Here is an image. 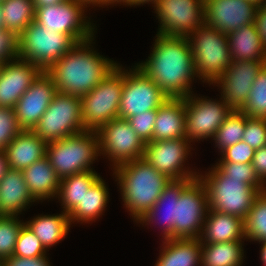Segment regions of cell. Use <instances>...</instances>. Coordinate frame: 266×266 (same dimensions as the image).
Here are the masks:
<instances>
[{
    "mask_svg": "<svg viewBox=\"0 0 266 266\" xmlns=\"http://www.w3.org/2000/svg\"><path fill=\"white\" fill-rule=\"evenodd\" d=\"M246 241H266V191L261 192L244 219Z\"/></svg>",
    "mask_w": 266,
    "mask_h": 266,
    "instance_id": "obj_35",
    "label": "cell"
},
{
    "mask_svg": "<svg viewBox=\"0 0 266 266\" xmlns=\"http://www.w3.org/2000/svg\"><path fill=\"white\" fill-rule=\"evenodd\" d=\"M22 172L28 191L36 202L57 197L60 178L47 156L23 169Z\"/></svg>",
    "mask_w": 266,
    "mask_h": 266,
    "instance_id": "obj_25",
    "label": "cell"
},
{
    "mask_svg": "<svg viewBox=\"0 0 266 266\" xmlns=\"http://www.w3.org/2000/svg\"><path fill=\"white\" fill-rule=\"evenodd\" d=\"M156 114L157 110H147L127 119L131 128L145 143L153 140Z\"/></svg>",
    "mask_w": 266,
    "mask_h": 266,
    "instance_id": "obj_42",
    "label": "cell"
},
{
    "mask_svg": "<svg viewBox=\"0 0 266 266\" xmlns=\"http://www.w3.org/2000/svg\"><path fill=\"white\" fill-rule=\"evenodd\" d=\"M154 266H201L202 243L199 238L162 240Z\"/></svg>",
    "mask_w": 266,
    "mask_h": 266,
    "instance_id": "obj_27",
    "label": "cell"
},
{
    "mask_svg": "<svg viewBox=\"0 0 266 266\" xmlns=\"http://www.w3.org/2000/svg\"><path fill=\"white\" fill-rule=\"evenodd\" d=\"M87 9L75 0L35 9V22L44 29L70 35L77 43L95 36L96 25L86 17ZM89 18V19H87ZM95 29V30H94Z\"/></svg>",
    "mask_w": 266,
    "mask_h": 266,
    "instance_id": "obj_10",
    "label": "cell"
},
{
    "mask_svg": "<svg viewBox=\"0 0 266 266\" xmlns=\"http://www.w3.org/2000/svg\"><path fill=\"white\" fill-rule=\"evenodd\" d=\"M81 98L57 92L33 131L46 143L84 131Z\"/></svg>",
    "mask_w": 266,
    "mask_h": 266,
    "instance_id": "obj_9",
    "label": "cell"
},
{
    "mask_svg": "<svg viewBox=\"0 0 266 266\" xmlns=\"http://www.w3.org/2000/svg\"><path fill=\"white\" fill-rule=\"evenodd\" d=\"M100 177L96 171H86L60 179L56 199L60 201L62 211L69 214Z\"/></svg>",
    "mask_w": 266,
    "mask_h": 266,
    "instance_id": "obj_31",
    "label": "cell"
},
{
    "mask_svg": "<svg viewBox=\"0 0 266 266\" xmlns=\"http://www.w3.org/2000/svg\"><path fill=\"white\" fill-rule=\"evenodd\" d=\"M184 98H168L158 109L153 140L161 141L186 137Z\"/></svg>",
    "mask_w": 266,
    "mask_h": 266,
    "instance_id": "obj_26",
    "label": "cell"
},
{
    "mask_svg": "<svg viewBox=\"0 0 266 266\" xmlns=\"http://www.w3.org/2000/svg\"><path fill=\"white\" fill-rule=\"evenodd\" d=\"M42 70L19 58L3 64L0 72V107L15 108Z\"/></svg>",
    "mask_w": 266,
    "mask_h": 266,
    "instance_id": "obj_20",
    "label": "cell"
},
{
    "mask_svg": "<svg viewBox=\"0 0 266 266\" xmlns=\"http://www.w3.org/2000/svg\"><path fill=\"white\" fill-rule=\"evenodd\" d=\"M191 145L186 137L161 141L152 140L146 143L143 158L155 170L164 174L170 180H194L198 178L199 172L184 166L186 160L190 158L188 156L192 154L191 149L193 150V148Z\"/></svg>",
    "mask_w": 266,
    "mask_h": 266,
    "instance_id": "obj_14",
    "label": "cell"
},
{
    "mask_svg": "<svg viewBox=\"0 0 266 266\" xmlns=\"http://www.w3.org/2000/svg\"><path fill=\"white\" fill-rule=\"evenodd\" d=\"M257 9L246 0H204V21L227 35L254 23Z\"/></svg>",
    "mask_w": 266,
    "mask_h": 266,
    "instance_id": "obj_19",
    "label": "cell"
},
{
    "mask_svg": "<svg viewBox=\"0 0 266 266\" xmlns=\"http://www.w3.org/2000/svg\"><path fill=\"white\" fill-rule=\"evenodd\" d=\"M242 141L254 150L266 146V118L246 116Z\"/></svg>",
    "mask_w": 266,
    "mask_h": 266,
    "instance_id": "obj_40",
    "label": "cell"
},
{
    "mask_svg": "<svg viewBox=\"0 0 266 266\" xmlns=\"http://www.w3.org/2000/svg\"><path fill=\"white\" fill-rule=\"evenodd\" d=\"M4 28L19 36L34 20L32 0H5L1 3Z\"/></svg>",
    "mask_w": 266,
    "mask_h": 266,
    "instance_id": "obj_33",
    "label": "cell"
},
{
    "mask_svg": "<svg viewBox=\"0 0 266 266\" xmlns=\"http://www.w3.org/2000/svg\"><path fill=\"white\" fill-rule=\"evenodd\" d=\"M36 202L21 170L8 168L0 179V216H18Z\"/></svg>",
    "mask_w": 266,
    "mask_h": 266,
    "instance_id": "obj_22",
    "label": "cell"
},
{
    "mask_svg": "<svg viewBox=\"0 0 266 266\" xmlns=\"http://www.w3.org/2000/svg\"><path fill=\"white\" fill-rule=\"evenodd\" d=\"M46 156L60 179L86 171H95L91 166L100 156L97 132L84 130L49 142Z\"/></svg>",
    "mask_w": 266,
    "mask_h": 266,
    "instance_id": "obj_5",
    "label": "cell"
},
{
    "mask_svg": "<svg viewBox=\"0 0 266 266\" xmlns=\"http://www.w3.org/2000/svg\"><path fill=\"white\" fill-rule=\"evenodd\" d=\"M19 219L18 216H0V259L13 255L20 230L25 224Z\"/></svg>",
    "mask_w": 266,
    "mask_h": 266,
    "instance_id": "obj_37",
    "label": "cell"
},
{
    "mask_svg": "<svg viewBox=\"0 0 266 266\" xmlns=\"http://www.w3.org/2000/svg\"><path fill=\"white\" fill-rule=\"evenodd\" d=\"M246 1L254 3L257 7H261L265 0H246Z\"/></svg>",
    "mask_w": 266,
    "mask_h": 266,
    "instance_id": "obj_54",
    "label": "cell"
},
{
    "mask_svg": "<svg viewBox=\"0 0 266 266\" xmlns=\"http://www.w3.org/2000/svg\"><path fill=\"white\" fill-rule=\"evenodd\" d=\"M215 166L226 178L242 179V183L256 188L260 193L266 186L257 177L251 163L216 162Z\"/></svg>",
    "mask_w": 266,
    "mask_h": 266,
    "instance_id": "obj_38",
    "label": "cell"
},
{
    "mask_svg": "<svg viewBox=\"0 0 266 266\" xmlns=\"http://www.w3.org/2000/svg\"><path fill=\"white\" fill-rule=\"evenodd\" d=\"M25 224L46 250L62 241L71 227L69 216L63 211L57 215H36L29 221H25Z\"/></svg>",
    "mask_w": 266,
    "mask_h": 266,
    "instance_id": "obj_30",
    "label": "cell"
},
{
    "mask_svg": "<svg viewBox=\"0 0 266 266\" xmlns=\"http://www.w3.org/2000/svg\"><path fill=\"white\" fill-rule=\"evenodd\" d=\"M123 78V66L118 64L93 90L80 97L85 130L97 131L112 119L119 118Z\"/></svg>",
    "mask_w": 266,
    "mask_h": 266,
    "instance_id": "obj_7",
    "label": "cell"
},
{
    "mask_svg": "<svg viewBox=\"0 0 266 266\" xmlns=\"http://www.w3.org/2000/svg\"><path fill=\"white\" fill-rule=\"evenodd\" d=\"M0 266H4V260L0 259Z\"/></svg>",
    "mask_w": 266,
    "mask_h": 266,
    "instance_id": "obj_57",
    "label": "cell"
},
{
    "mask_svg": "<svg viewBox=\"0 0 266 266\" xmlns=\"http://www.w3.org/2000/svg\"><path fill=\"white\" fill-rule=\"evenodd\" d=\"M259 244L261 243V249H260V260L264 266H266V241H261L258 242Z\"/></svg>",
    "mask_w": 266,
    "mask_h": 266,
    "instance_id": "obj_52",
    "label": "cell"
},
{
    "mask_svg": "<svg viewBox=\"0 0 266 266\" xmlns=\"http://www.w3.org/2000/svg\"><path fill=\"white\" fill-rule=\"evenodd\" d=\"M21 131L14 108L0 107V150L4 151Z\"/></svg>",
    "mask_w": 266,
    "mask_h": 266,
    "instance_id": "obj_41",
    "label": "cell"
},
{
    "mask_svg": "<svg viewBox=\"0 0 266 266\" xmlns=\"http://www.w3.org/2000/svg\"><path fill=\"white\" fill-rule=\"evenodd\" d=\"M266 61L231 62L222 76L214 83L220 96L232 111H242L249 97L251 86Z\"/></svg>",
    "mask_w": 266,
    "mask_h": 266,
    "instance_id": "obj_17",
    "label": "cell"
},
{
    "mask_svg": "<svg viewBox=\"0 0 266 266\" xmlns=\"http://www.w3.org/2000/svg\"><path fill=\"white\" fill-rule=\"evenodd\" d=\"M18 58V36L5 28L0 29V62L6 63Z\"/></svg>",
    "mask_w": 266,
    "mask_h": 266,
    "instance_id": "obj_44",
    "label": "cell"
},
{
    "mask_svg": "<svg viewBox=\"0 0 266 266\" xmlns=\"http://www.w3.org/2000/svg\"><path fill=\"white\" fill-rule=\"evenodd\" d=\"M47 251L49 250H46L44 248L40 240L27 227V225L24 224L17 238L13 256L23 258H34L40 256H47Z\"/></svg>",
    "mask_w": 266,
    "mask_h": 266,
    "instance_id": "obj_39",
    "label": "cell"
},
{
    "mask_svg": "<svg viewBox=\"0 0 266 266\" xmlns=\"http://www.w3.org/2000/svg\"><path fill=\"white\" fill-rule=\"evenodd\" d=\"M244 240L202 244L201 266H242Z\"/></svg>",
    "mask_w": 266,
    "mask_h": 266,
    "instance_id": "obj_32",
    "label": "cell"
},
{
    "mask_svg": "<svg viewBox=\"0 0 266 266\" xmlns=\"http://www.w3.org/2000/svg\"><path fill=\"white\" fill-rule=\"evenodd\" d=\"M76 44L70 35L44 29L33 21L18 36V58L46 71Z\"/></svg>",
    "mask_w": 266,
    "mask_h": 266,
    "instance_id": "obj_8",
    "label": "cell"
},
{
    "mask_svg": "<svg viewBox=\"0 0 266 266\" xmlns=\"http://www.w3.org/2000/svg\"><path fill=\"white\" fill-rule=\"evenodd\" d=\"M109 202V190L106 182L100 177L85 193L82 201L68 214L70 223L95 222L106 210Z\"/></svg>",
    "mask_w": 266,
    "mask_h": 266,
    "instance_id": "obj_29",
    "label": "cell"
},
{
    "mask_svg": "<svg viewBox=\"0 0 266 266\" xmlns=\"http://www.w3.org/2000/svg\"><path fill=\"white\" fill-rule=\"evenodd\" d=\"M47 143L33 130H22L6 146L8 168L23 170L46 156Z\"/></svg>",
    "mask_w": 266,
    "mask_h": 266,
    "instance_id": "obj_24",
    "label": "cell"
},
{
    "mask_svg": "<svg viewBox=\"0 0 266 266\" xmlns=\"http://www.w3.org/2000/svg\"><path fill=\"white\" fill-rule=\"evenodd\" d=\"M160 35L186 36L204 21V0H159L153 6Z\"/></svg>",
    "mask_w": 266,
    "mask_h": 266,
    "instance_id": "obj_15",
    "label": "cell"
},
{
    "mask_svg": "<svg viewBox=\"0 0 266 266\" xmlns=\"http://www.w3.org/2000/svg\"><path fill=\"white\" fill-rule=\"evenodd\" d=\"M112 171L118 182L123 206L134 222L153 207L171 181L144 158L118 165Z\"/></svg>",
    "mask_w": 266,
    "mask_h": 266,
    "instance_id": "obj_3",
    "label": "cell"
},
{
    "mask_svg": "<svg viewBox=\"0 0 266 266\" xmlns=\"http://www.w3.org/2000/svg\"><path fill=\"white\" fill-rule=\"evenodd\" d=\"M242 112L249 117L266 118V65L257 74Z\"/></svg>",
    "mask_w": 266,
    "mask_h": 266,
    "instance_id": "obj_36",
    "label": "cell"
},
{
    "mask_svg": "<svg viewBox=\"0 0 266 266\" xmlns=\"http://www.w3.org/2000/svg\"><path fill=\"white\" fill-rule=\"evenodd\" d=\"M192 181L193 180L187 179L171 180L169 184L164 188L162 194L160 195L156 203L153 205V207L147 213H145L139 220H137L136 223L142 224L143 227L144 224V226H151V224H159L161 220H163V222H161V224L163 225L162 228L160 225H158L160 226L159 228L162 229L161 232L163 233L161 235L164 238L163 240L175 238V200L179 199L181 192ZM163 210L165 212H163ZM161 212H163V215H161Z\"/></svg>",
    "mask_w": 266,
    "mask_h": 266,
    "instance_id": "obj_21",
    "label": "cell"
},
{
    "mask_svg": "<svg viewBox=\"0 0 266 266\" xmlns=\"http://www.w3.org/2000/svg\"><path fill=\"white\" fill-rule=\"evenodd\" d=\"M255 150L244 141L229 146L220 152L218 162L251 163Z\"/></svg>",
    "mask_w": 266,
    "mask_h": 266,
    "instance_id": "obj_43",
    "label": "cell"
},
{
    "mask_svg": "<svg viewBox=\"0 0 266 266\" xmlns=\"http://www.w3.org/2000/svg\"><path fill=\"white\" fill-rule=\"evenodd\" d=\"M95 38L77 43L45 71L52 78L57 92L81 97L93 90L118 65V62L96 52L93 48Z\"/></svg>",
    "mask_w": 266,
    "mask_h": 266,
    "instance_id": "obj_2",
    "label": "cell"
},
{
    "mask_svg": "<svg viewBox=\"0 0 266 266\" xmlns=\"http://www.w3.org/2000/svg\"><path fill=\"white\" fill-rule=\"evenodd\" d=\"M7 169H8V163H7L5 151L0 150V179L4 176Z\"/></svg>",
    "mask_w": 266,
    "mask_h": 266,
    "instance_id": "obj_50",
    "label": "cell"
},
{
    "mask_svg": "<svg viewBox=\"0 0 266 266\" xmlns=\"http://www.w3.org/2000/svg\"><path fill=\"white\" fill-rule=\"evenodd\" d=\"M4 63L0 62V72Z\"/></svg>",
    "mask_w": 266,
    "mask_h": 266,
    "instance_id": "obj_58",
    "label": "cell"
},
{
    "mask_svg": "<svg viewBox=\"0 0 266 266\" xmlns=\"http://www.w3.org/2000/svg\"><path fill=\"white\" fill-rule=\"evenodd\" d=\"M57 93L52 78L42 71L14 108L22 130H33Z\"/></svg>",
    "mask_w": 266,
    "mask_h": 266,
    "instance_id": "obj_18",
    "label": "cell"
},
{
    "mask_svg": "<svg viewBox=\"0 0 266 266\" xmlns=\"http://www.w3.org/2000/svg\"><path fill=\"white\" fill-rule=\"evenodd\" d=\"M198 178L205 185L209 210L235 215L243 220L260 192L242 179L226 178L215 166Z\"/></svg>",
    "mask_w": 266,
    "mask_h": 266,
    "instance_id": "obj_6",
    "label": "cell"
},
{
    "mask_svg": "<svg viewBox=\"0 0 266 266\" xmlns=\"http://www.w3.org/2000/svg\"><path fill=\"white\" fill-rule=\"evenodd\" d=\"M261 7L266 11V0L264 1L263 5Z\"/></svg>",
    "mask_w": 266,
    "mask_h": 266,
    "instance_id": "obj_56",
    "label": "cell"
},
{
    "mask_svg": "<svg viewBox=\"0 0 266 266\" xmlns=\"http://www.w3.org/2000/svg\"><path fill=\"white\" fill-rule=\"evenodd\" d=\"M4 266H51L47 256L23 258L11 256L4 259Z\"/></svg>",
    "mask_w": 266,
    "mask_h": 266,
    "instance_id": "obj_45",
    "label": "cell"
},
{
    "mask_svg": "<svg viewBox=\"0 0 266 266\" xmlns=\"http://www.w3.org/2000/svg\"><path fill=\"white\" fill-rule=\"evenodd\" d=\"M99 154L118 165L143 158L146 143L131 128L126 119L116 118L102 125L97 131Z\"/></svg>",
    "mask_w": 266,
    "mask_h": 266,
    "instance_id": "obj_11",
    "label": "cell"
},
{
    "mask_svg": "<svg viewBox=\"0 0 266 266\" xmlns=\"http://www.w3.org/2000/svg\"><path fill=\"white\" fill-rule=\"evenodd\" d=\"M251 164L257 177L266 186V146L255 150Z\"/></svg>",
    "mask_w": 266,
    "mask_h": 266,
    "instance_id": "obj_46",
    "label": "cell"
},
{
    "mask_svg": "<svg viewBox=\"0 0 266 266\" xmlns=\"http://www.w3.org/2000/svg\"><path fill=\"white\" fill-rule=\"evenodd\" d=\"M208 210L205 185L196 178L175 200V238H199Z\"/></svg>",
    "mask_w": 266,
    "mask_h": 266,
    "instance_id": "obj_16",
    "label": "cell"
},
{
    "mask_svg": "<svg viewBox=\"0 0 266 266\" xmlns=\"http://www.w3.org/2000/svg\"><path fill=\"white\" fill-rule=\"evenodd\" d=\"M232 62L266 61L263 46L255 22L227 34Z\"/></svg>",
    "mask_w": 266,
    "mask_h": 266,
    "instance_id": "obj_28",
    "label": "cell"
},
{
    "mask_svg": "<svg viewBox=\"0 0 266 266\" xmlns=\"http://www.w3.org/2000/svg\"><path fill=\"white\" fill-rule=\"evenodd\" d=\"M254 22L261 42L266 49V11L262 7H258Z\"/></svg>",
    "mask_w": 266,
    "mask_h": 266,
    "instance_id": "obj_47",
    "label": "cell"
},
{
    "mask_svg": "<svg viewBox=\"0 0 266 266\" xmlns=\"http://www.w3.org/2000/svg\"><path fill=\"white\" fill-rule=\"evenodd\" d=\"M155 38L152 53L146 61L135 65L152 79L168 98L190 96L193 93L191 84L198 76L188 38L158 33Z\"/></svg>",
    "mask_w": 266,
    "mask_h": 266,
    "instance_id": "obj_1",
    "label": "cell"
},
{
    "mask_svg": "<svg viewBox=\"0 0 266 266\" xmlns=\"http://www.w3.org/2000/svg\"><path fill=\"white\" fill-rule=\"evenodd\" d=\"M199 239L202 244L246 240L244 220L235 215L208 210Z\"/></svg>",
    "mask_w": 266,
    "mask_h": 266,
    "instance_id": "obj_23",
    "label": "cell"
},
{
    "mask_svg": "<svg viewBox=\"0 0 266 266\" xmlns=\"http://www.w3.org/2000/svg\"><path fill=\"white\" fill-rule=\"evenodd\" d=\"M246 115L242 111H232L216 131L212 141L220 153L225 148L242 141L245 130Z\"/></svg>",
    "mask_w": 266,
    "mask_h": 266,
    "instance_id": "obj_34",
    "label": "cell"
},
{
    "mask_svg": "<svg viewBox=\"0 0 266 266\" xmlns=\"http://www.w3.org/2000/svg\"><path fill=\"white\" fill-rule=\"evenodd\" d=\"M159 0H130V7L144 5V4H153L154 6Z\"/></svg>",
    "mask_w": 266,
    "mask_h": 266,
    "instance_id": "obj_51",
    "label": "cell"
},
{
    "mask_svg": "<svg viewBox=\"0 0 266 266\" xmlns=\"http://www.w3.org/2000/svg\"><path fill=\"white\" fill-rule=\"evenodd\" d=\"M66 1L67 0H32L34 9H39L41 7H46L51 5H57Z\"/></svg>",
    "mask_w": 266,
    "mask_h": 266,
    "instance_id": "obj_48",
    "label": "cell"
},
{
    "mask_svg": "<svg viewBox=\"0 0 266 266\" xmlns=\"http://www.w3.org/2000/svg\"><path fill=\"white\" fill-rule=\"evenodd\" d=\"M75 1H77L78 3H82L86 8L90 6L105 8V6H107V0H75Z\"/></svg>",
    "mask_w": 266,
    "mask_h": 266,
    "instance_id": "obj_49",
    "label": "cell"
},
{
    "mask_svg": "<svg viewBox=\"0 0 266 266\" xmlns=\"http://www.w3.org/2000/svg\"><path fill=\"white\" fill-rule=\"evenodd\" d=\"M4 28V21L2 17V9H1V4H0V29Z\"/></svg>",
    "mask_w": 266,
    "mask_h": 266,
    "instance_id": "obj_55",
    "label": "cell"
},
{
    "mask_svg": "<svg viewBox=\"0 0 266 266\" xmlns=\"http://www.w3.org/2000/svg\"><path fill=\"white\" fill-rule=\"evenodd\" d=\"M198 80L214 85L231 65L228 36L205 22L188 37Z\"/></svg>",
    "mask_w": 266,
    "mask_h": 266,
    "instance_id": "obj_4",
    "label": "cell"
},
{
    "mask_svg": "<svg viewBox=\"0 0 266 266\" xmlns=\"http://www.w3.org/2000/svg\"><path fill=\"white\" fill-rule=\"evenodd\" d=\"M124 68L119 118L128 119L147 110H157L168 96L136 65Z\"/></svg>",
    "mask_w": 266,
    "mask_h": 266,
    "instance_id": "obj_13",
    "label": "cell"
},
{
    "mask_svg": "<svg viewBox=\"0 0 266 266\" xmlns=\"http://www.w3.org/2000/svg\"><path fill=\"white\" fill-rule=\"evenodd\" d=\"M119 4L120 6L123 4L124 6H130V0H107V7L112 5V7L115 5Z\"/></svg>",
    "mask_w": 266,
    "mask_h": 266,
    "instance_id": "obj_53",
    "label": "cell"
},
{
    "mask_svg": "<svg viewBox=\"0 0 266 266\" xmlns=\"http://www.w3.org/2000/svg\"><path fill=\"white\" fill-rule=\"evenodd\" d=\"M207 98L209 97L202 98L193 93L184 98L186 138L192 143L213 139L216 131L232 112L222 97L219 100Z\"/></svg>",
    "mask_w": 266,
    "mask_h": 266,
    "instance_id": "obj_12",
    "label": "cell"
}]
</instances>
